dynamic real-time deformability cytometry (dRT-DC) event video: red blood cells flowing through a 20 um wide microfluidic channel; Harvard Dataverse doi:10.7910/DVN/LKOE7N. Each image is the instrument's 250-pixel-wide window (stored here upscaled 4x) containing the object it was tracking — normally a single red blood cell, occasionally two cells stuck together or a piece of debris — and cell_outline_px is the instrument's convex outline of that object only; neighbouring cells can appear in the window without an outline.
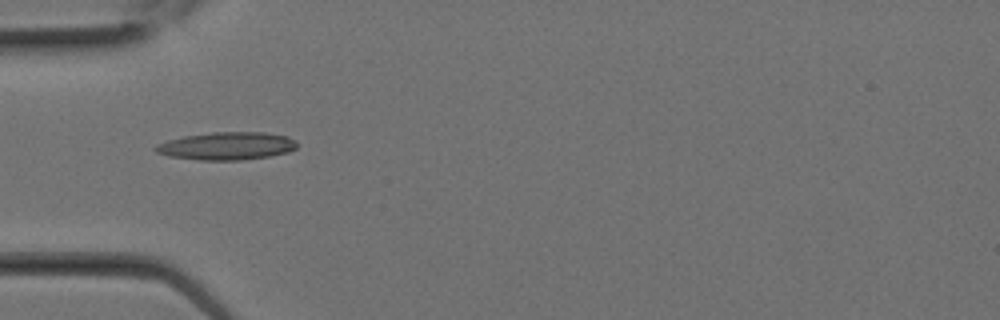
{"species": "Egyptian fruit bat (a non-hibernating species)", "species_latin": "Rousettus aegyptiacus", "temperature_condition": "room temperature", "stored_images_in_passage": 17, "camera_frame_rate_fps": 3000, "um_per_image_px": 0.085, "animal": {"sex": "female"}, "frame": {"image": 1, "passage_image": 8, "time_ms": 2.333, "image_size_px": [1000, 320], "cell_outline_px": [[296, 148], [288, 152], [268, 156], [240, 160], [200, 160], [168, 156], [156, 152], [152, 148], [156, 144], [168, 140], [184, 136], [212, 132], [264, 132], [288, 136], [296, 140]], "centroid_in_image_um": [19.26, 12.4], "position_along_channel_um": 65.7, "area_um2": 22.95}}
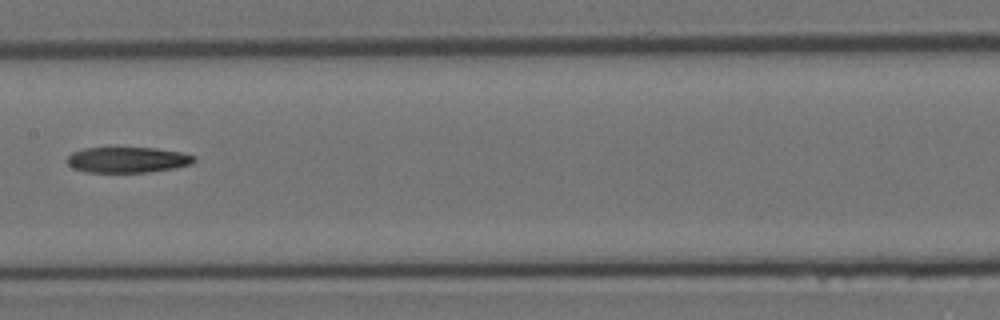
{"frame": {"image": 2, "passage_image": 13, "time_ms": 4.0, "image_size_px": [1000, 320], "cell_outline_px": [[196, 160], [192, 164], [176, 168], [148, 172], [84, 172], [72, 168], [64, 160], [72, 152], [84, 148], [156, 148], [184, 152], [196, 156]], "centroid_in_image_um": [10.85, 13.58], "position_along_channel_um": 196.5, "area_um2": 19.31}}
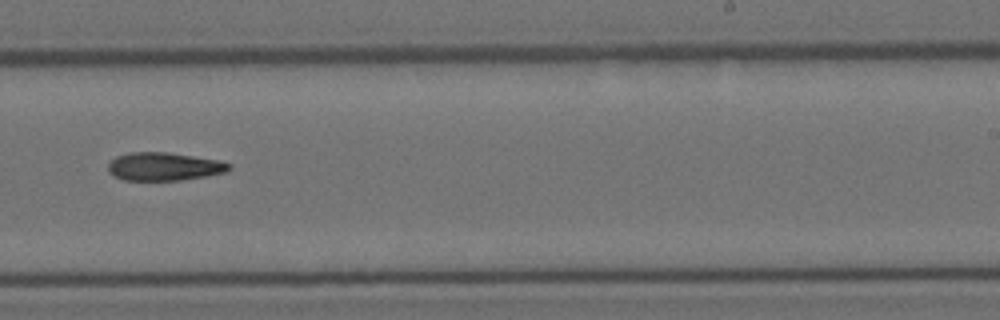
{"frame": {"image": 3, "passage_image": 16, "time_ms": 5.0, "image_size_px": [1000, 320], "cell_outline_px": [[232, 168], [228, 172], [180, 180], [124, 180], [108, 172], [108, 164], [116, 156], [128, 152], [168, 152], [220, 160], [232, 164]], "centroid_in_image_um": [13.97, 14.14], "position_along_channel_um": 275.0, "area_um2": 19.94}}